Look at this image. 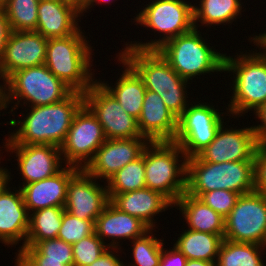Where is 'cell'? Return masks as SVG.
Masks as SVG:
<instances>
[{
  "mask_svg": "<svg viewBox=\"0 0 266 266\" xmlns=\"http://www.w3.org/2000/svg\"><path fill=\"white\" fill-rule=\"evenodd\" d=\"M84 104V94L73 91L63 101L33 106L24 119H10L12 127L20 126L12 132L6 144H43L60 147L67 136L75 113Z\"/></svg>",
  "mask_w": 266,
  "mask_h": 266,
  "instance_id": "1",
  "label": "cell"
},
{
  "mask_svg": "<svg viewBox=\"0 0 266 266\" xmlns=\"http://www.w3.org/2000/svg\"><path fill=\"white\" fill-rule=\"evenodd\" d=\"M122 50L117 57L138 74L147 90L160 95L166 107L179 118L190 105L186 88L191 83L181 78L157 50L131 47H124Z\"/></svg>",
  "mask_w": 266,
  "mask_h": 266,
  "instance_id": "2",
  "label": "cell"
},
{
  "mask_svg": "<svg viewBox=\"0 0 266 266\" xmlns=\"http://www.w3.org/2000/svg\"><path fill=\"white\" fill-rule=\"evenodd\" d=\"M258 50L248 53L240 52L237 57L224 56V73L233 74V96L228 104L227 113L242 116L248 111H255L266 103V47L258 41L259 36L249 37ZM262 50V51H261ZM248 53V54H247Z\"/></svg>",
  "mask_w": 266,
  "mask_h": 266,
  "instance_id": "3",
  "label": "cell"
},
{
  "mask_svg": "<svg viewBox=\"0 0 266 266\" xmlns=\"http://www.w3.org/2000/svg\"><path fill=\"white\" fill-rule=\"evenodd\" d=\"M3 84H0V111L6 110L10 102L14 103L16 100L10 112L18 109L20 101L23 102L21 105L31 103L30 107L55 104L63 101L73 92L44 64L18 70L12 73Z\"/></svg>",
  "mask_w": 266,
  "mask_h": 266,
  "instance_id": "4",
  "label": "cell"
},
{
  "mask_svg": "<svg viewBox=\"0 0 266 266\" xmlns=\"http://www.w3.org/2000/svg\"><path fill=\"white\" fill-rule=\"evenodd\" d=\"M89 42L80 28L70 36L48 39L44 65L73 91L85 93L95 82Z\"/></svg>",
  "mask_w": 266,
  "mask_h": 266,
  "instance_id": "5",
  "label": "cell"
},
{
  "mask_svg": "<svg viewBox=\"0 0 266 266\" xmlns=\"http://www.w3.org/2000/svg\"><path fill=\"white\" fill-rule=\"evenodd\" d=\"M216 189L240 195L255 191L254 161L210 163L197 156L188 158L185 193L198 198L202 193Z\"/></svg>",
  "mask_w": 266,
  "mask_h": 266,
  "instance_id": "6",
  "label": "cell"
},
{
  "mask_svg": "<svg viewBox=\"0 0 266 266\" xmlns=\"http://www.w3.org/2000/svg\"><path fill=\"white\" fill-rule=\"evenodd\" d=\"M200 33L194 27L157 49L178 75L188 81L202 74L224 71L225 54L217 52Z\"/></svg>",
  "mask_w": 266,
  "mask_h": 266,
  "instance_id": "7",
  "label": "cell"
},
{
  "mask_svg": "<svg viewBox=\"0 0 266 266\" xmlns=\"http://www.w3.org/2000/svg\"><path fill=\"white\" fill-rule=\"evenodd\" d=\"M186 161V155L177 143L150 142L145 148L146 187L174 204L186 190Z\"/></svg>",
  "mask_w": 266,
  "mask_h": 266,
  "instance_id": "8",
  "label": "cell"
},
{
  "mask_svg": "<svg viewBox=\"0 0 266 266\" xmlns=\"http://www.w3.org/2000/svg\"><path fill=\"white\" fill-rule=\"evenodd\" d=\"M135 20L141 26L158 31L159 39L149 40L148 43L131 41L125 47L136 48L139 50H157L167 41L189 32L194 28V13L190 2L185 0H152L145 5Z\"/></svg>",
  "mask_w": 266,
  "mask_h": 266,
  "instance_id": "9",
  "label": "cell"
},
{
  "mask_svg": "<svg viewBox=\"0 0 266 266\" xmlns=\"http://www.w3.org/2000/svg\"><path fill=\"white\" fill-rule=\"evenodd\" d=\"M196 103L193 105L191 102V106L188 105L178 118V130L173 141L180 146L187 159L204 150L224 123V113H219L206 102Z\"/></svg>",
  "mask_w": 266,
  "mask_h": 266,
  "instance_id": "10",
  "label": "cell"
},
{
  "mask_svg": "<svg viewBox=\"0 0 266 266\" xmlns=\"http://www.w3.org/2000/svg\"><path fill=\"white\" fill-rule=\"evenodd\" d=\"M224 239L266 246V196L242 194L225 218Z\"/></svg>",
  "mask_w": 266,
  "mask_h": 266,
  "instance_id": "11",
  "label": "cell"
},
{
  "mask_svg": "<svg viewBox=\"0 0 266 266\" xmlns=\"http://www.w3.org/2000/svg\"><path fill=\"white\" fill-rule=\"evenodd\" d=\"M106 140L97 117L83 104L75 113L66 139L60 146L65 165L84 169Z\"/></svg>",
  "mask_w": 266,
  "mask_h": 266,
  "instance_id": "12",
  "label": "cell"
},
{
  "mask_svg": "<svg viewBox=\"0 0 266 266\" xmlns=\"http://www.w3.org/2000/svg\"><path fill=\"white\" fill-rule=\"evenodd\" d=\"M83 94L84 104L97 117L107 139L143 137L138 127V119L126 113L98 79Z\"/></svg>",
  "mask_w": 266,
  "mask_h": 266,
  "instance_id": "13",
  "label": "cell"
},
{
  "mask_svg": "<svg viewBox=\"0 0 266 266\" xmlns=\"http://www.w3.org/2000/svg\"><path fill=\"white\" fill-rule=\"evenodd\" d=\"M96 181L84 169H79L68 182L64 209L80 220H92L95 223L110 201L106 182L103 187Z\"/></svg>",
  "mask_w": 266,
  "mask_h": 266,
  "instance_id": "14",
  "label": "cell"
},
{
  "mask_svg": "<svg viewBox=\"0 0 266 266\" xmlns=\"http://www.w3.org/2000/svg\"><path fill=\"white\" fill-rule=\"evenodd\" d=\"M258 143L251 127L243 129L225 128L218 130L215 139L197 157L204 162L223 163L254 161Z\"/></svg>",
  "mask_w": 266,
  "mask_h": 266,
  "instance_id": "15",
  "label": "cell"
},
{
  "mask_svg": "<svg viewBox=\"0 0 266 266\" xmlns=\"http://www.w3.org/2000/svg\"><path fill=\"white\" fill-rule=\"evenodd\" d=\"M150 141L145 137L107 139L84 170L96 179L106 182L121 168L142 156Z\"/></svg>",
  "mask_w": 266,
  "mask_h": 266,
  "instance_id": "16",
  "label": "cell"
},
{
  "mask_svg": "<svg viewBox=\"0 0 266 266\" xmlns=\"http://www.w3.org/2000/svg\"><path fill=\"white\" fill-rule=\"evenodd\" d=\"M48 39L36 31H13L0 61L3 82L14 72L45 64Z\"/></svg>",
  "mask_w": 266,
  "mask_h": 266,
  "instance_id": "17",
  "label": "cell"
},
{
  "mask_svg": "<svg viewBox=\"0 0 266 266\" xmlns=\"http://www.w3.org/2000/svg\"><path fill=\"white\" fill-rule=\"evenodd\" d=\"M7 152L16 155L23 185L57 174L62 167L60 147L43 144H5ZM9 150V151H8Z\"/></svg>",
  "mask_w": 266,
  "mask_h": 266,
  "instance_id": "18",
  "label": "cell"
},
{
  "mask_svg": "<svg viewBox=\"0 0 266 266\" xmlns=\"http://www.w3.org/2000/svg\"><path fill=\"white\" fill-rule=\"evenodd\" d=\"M138 127L141 135L150 142H173L178 118L166 107L160 95L146 90Z\"/></svg>",
  "mask_w": 266,
  "mask_h": 266,
  "instance_id": "19",
  "label": "cell"
},
{
  "mask_svg": "<svg viewBox=\"0 0 266 266\" xmlns=\"http://www.w3.org/2000/svg\"><path fill=\"white\" fill-rule=\"evenodd\" d=\"M78 170L77 167L63 165V168L51 177L22 185L20 189L29 214L43 208L64 207L68 182Z\"/></svg>",
  "mask_w": 266,
  "mask_h": 266,
  "instance_id": "20",
  "label": "cell"
},
{
  "mask_svg": "<svg viewBox=\"0 0 266 266\" xmlns=\"http://www.w3.org/2000/svg\"><path fill=\"white\" fill-rule=\"evenodd\" d=\"M29 218L20 186L19 190L14 191L7 186L0 193V241L12 247L23 240L20 249L23 248L27 239Z\"/></svg>",
  "mask_w": 266,
  "mask_h": 266,
  "instance_id": "21",
  "label": "cell"
},
{
  "mask_svg": "<svg viewBox=\"0 0 266 266\" xmlns=\"http://www.w3.org/2000/svg\"><path fill=\"white\" fill-rule=\"evenodd\" d=\"M150 228L140 219L120 211L110 201L104 207L102 213L95 222L96 235L106 244L108 237L112 239L107 246L110 248H120V239L134 240L143 236ZM105 239V240H104ZM118 241H117V240Z\"/></svg>",
  "mask_w": 266,
  "mask_h": 266,
  "instance_id": "22",
  "label": "cell"
},
{
  "mask_svg": "<svg viewBox=\"0 0 266 266\" xmlns=\"http://www.w3.org/2000/svg\"><path fill=\"white\" fill-rule=\"evenodd\" d=\"M110 202L120 211L140 219L150 229L155 228L154 216L173 208V204L161 193L147 187L125 192L108 194Z\"/></svg>",
  "mask_w": 266,
  "mask_h": 266,
  "instance_id": "23",
  "label": "cell"
},
{
  "mask_svg": "<svg viewBox=\"0 0 266 266\" xmlns=\"http://www.w3.org/2000/svg\"><path fill=\"white\" fill-rule=\"evenodd\" d=\"M36 32L47 39L64 38L79 28L81 13L73 6L59 0H40Z\"/></svg>",
  "mask_w": 266,
  "mask_h": 266,
  "instance_id": "24",
  "label": "cell"
},
{
  "mask_svg": "<svg viewBox=\"0 0 266 266\" xmlns=\"http://www.w3.org/2000/svg\"><path fill=\"white\" fill-rule=\"evenodd\" d=\"M182 213L188 229L220 235L224 239L225 218L200 199L184 193L174 204ZM179 207V208H178Z\"/></svg>",
  "mask_w": 266,
  "mask_h": 266,
  "instance_id": "25",
  "label": "cell"
},
{
  "mask_svg": "<svg viewBox=\"0 0 266 266\" xmlns=\"http://www.w3.org/2000/svg\"><path fill=\"white\" fill-rule=\"evenodd\" d=\"M125 70L118 78L114 86L106 82H99L116 98L126 113L138 119L142 112L146 88L138 74L120 57L118 59Z\"/></svg>",
  "mask_w": 266,
  "mask_h": 266,
  "instance_id": "26",
  "label": "cell"
},
{
  "mask_svg": "<svg viewBox=\"0 0 266 266\" xmlns=\"http://www.w3.org/2000/svg\"><path fill=\"white\" fill-rule=\"evenodd\" d=\"M174 247L177 248L187 260H205L217 262L219 248L223 238L217 234L198 232L190 229L183 230Z\"/></svg>",
  "mask_w": 266,
  "mask_h": 266,
  "instance_id": "27",
  "label": "cell"
},
{
  "mask_svg": "<svg viewBox=\"0 0 266 266\" xmlns=\"http://www.w3.org/2000/svg\"><path fill=\"white\" fill-rule=\"evenodd\" d=\"M241 0H200L198 7L194 4V27L200 22L205 27L226 25L234 22L241 15Z\"/></svg>",
  "mask_w": 266,
  "mask_h": 266,
  "instance_id": "28",
  "label": "cell"
},
{
  "mask_svg": "<svg viewBox=\"0 0 266 266\" xmlns=\"http://www.w3.org/2000/svg\"><path fill=\"white\" fill-rule=\"evenodd\" d=\"M64 211V207L53 206L30 214L25 246H34L40 241L57 238Z\"/></svg>",
  "mask_w": 266,
  "mask_h": 266,
  "instance_id": "29",
  "label": "cell"
},
{
  "mask_svg": "<svg viewBox=\"0 0 266 266\" xmlns=\"http://www.w3.org/2000/svg\"><path fill=\"white\" fill-rule=\"evenodd\" d=\"M266 246L223 239L216 266H266L261 251ZM262 249V250H261ZM265 264V265H264Z\"/></svg>",
  "mask_w": 266,
  "mask_h": 266,
  "instance_id": "30",
  "label": "cell"
},
{
  "mask_svg": "<svg viewBox=\"0 0 266 266\" xmlns=\"http://www.w3.org/2000/svg\"><path fill=\"white\" fill-rule=\"evenodd\" d=\"M17 251L15 260H54L62 261L66 266H74L72 244L58 238L40 241L34 246H24Z\"/></svg>",
  "mask_w": 266,
  "mask_h": 266,
  "instance_id": "31",
  "label": "cell"
},
{
  "mask_svg": "<svg viewBox=\"0 0 266 266\" xmlns=\"http://www.w3.org/2000/svg\"><path fill=\"white\" fill-rule=\"evenodd\" d=\"M106 184L108 194H122L145 188V150L141 157L121 168Z\"/></svg>",
  "mask_w": 266,
  "mask_h": 266,
  "instance_id": "32",
  "label": "cell"
},
{
  "mask_svg": "<svg viewBox=\"0 0 266 266\" xmlns=\"http://www.w3.org/2000/svg\"><path fill=\"white\" fill-rule=\"evenodd\" d=\"M40 0H7L4 10L12 31H36Z\"/></svg>",
  "mask_w": 266,
  "mask_h": 266,
  "instance_id": "33",
  "label": "cell"
},
{
  "mask_svg": "<svg viewBox=\"0 0 266 266\" xmlns=\"http://www.w3.org/2000/svg\"><path fill=\"white\" fill-rule=\"evenodd\" d=\"M153 230L131 241L134 264L129 263L128 266H159L164 243L162 239L154 237ZM124 266L127 265L124 263Z\"/></svg>",
  "mask_w": 266,
  "mask_h": 266,
  "instance_id": "34",
  "label": "cell"
},
{
  "mask_svg": "<svg viewBox=\"0 0 266 266\" xmlns=\"http://www.w3.org/2000/svg\"><path fill=\"white\" fill-rule=\"evenodd\" d=\"M94 232L95 223L92 220H80L65 210L57 238L73 245Z\"/></svg>",
  "mask_w": 266,
  "mask_h": 266,
  "instance_id": "35",
  "label": "cell"
},
{
  "mask_svg": "<svg viewBox=\"0 0 266 266\" xmlns=\"http://www.w3.org/2000/svg\"><path fill=\"white\" fill-rule=\"evenodd\" d=\"M109 247L94 232L72 245L74 266H89Z\"/></svg>",
  "mask_w": 266,
  "mask_h": 266,
  "instance_id": "36",
  "label": "cell"
},
{
  "mask_svg": "<svg viewBox=\"0 0 266 266\" xmlns=\"http://www.w3.org/2000/svg\"><path fill=\"white\" fill-rule=\"evenodd\" d=\"M240 194L230 190L216 189L202 193L200 199L205 205L226 218L235 206Z\"/></svg>",
  "mask_w": 266,
  "mask_h": 266,
  "instance_id": "37",
  "label": "cell"
},
{
  "mask_svg": "<svg viewBox=\"0 0 266 266\" xmlns=\"http://www.w3.org/2000/svg\"><path fill=\"white\" fill-rule=\"evenodd\" d=\"M255 191L266 196V147L258 146L254 160Z\"/></svg>",
  "mask_w": 266,
  "mask_h": 266,
  "instance_id": "38",
  "label": "cell"
},
{
  "mask_svg": "<svg viewBox=\"0 0 266 266\" xmlns=\"http://www.w3.org/2000/svg\"><path fill=\"white\" fill-rule=\"evenodd\" d=\"M253 113L261 122L259 125L253 126L258 146L266 147V103H263Z\"/></svg>",
  "mask_w": 266,
  "mask_h": 266,
  "instance_id": "39",
  "label": "cell"
},
{
  "mask_svg": "<svg viewBox=\"0 0 266 266\" xmlns=\"http://www.w3.org/2000/svg\"><path fill=\"white\" fill-rule=\"evenodd\" d=\"M165 249L163 247L159 266H185L187 258L177 248Z\"/></svg>",
  "mask_w": 266,
  "mask_h": 266,
  "instance_id": "40",
  "label": "cell"
},
{
  "mask_svg": "<svg viewBox=\"0 0 266 266\" xmlns=\"http://www.w3.org/2000/svg\"><path fill=\"white\" fill-rule=\"evenodd\" d=\"M12 29L4 8H0V61L3 57L8 39L12 33Z\"/></svg>",
  "mask_w": 266,
  "mask_h": 266,
  "instance_id": "41",
  "label": "cell"
},
{
  "mask_svg": "<svg viewBox=\"0 0 266 266\" xmlns=\"http://www.w3.org/2000/svg\"><path fill=\"white\" fill-rule=\"evenodd\" d=\"M119 248H111L110 247L91 265L89 266H124L123 261H120L117 254L115 255L114 252L118 253ZM113 252H112V251Z\"/></svg>",
  "mask_w": 266,
  "mask_h": 266,
  "instance_id": "42",
  "label": "cell"
},
{
  "mask_svg": "<svg viewBox=\"0 0 266 266\" xmlns=\"http://www.w3.org/2000/svg\"><path fill=\"white\" fill-rule=\"evenodd\" d=\"M15 266H66L54 260H15Z\"/></svg>",
  "mask_w": 266,
  "mask_h": 266,
  "instance_id": "43",
  "label": "cell"
},
{
  "mask_svg": "<svg viewBox=\"0 0 266 266\" xmlns=\"http://www.w3.org/2000/svg\"><path fill=\"white\" fill-rule=\"evenodd\" d=\"M10 174L6 167H0V193L9 185L10 179H12Z\"/></svg>",
  "mask_w": 266,
  "mask_h": 266,
  "instance_id": "44",
  "label": "cell"
},
{
  "mask_svg": "<svg viewBox=\"0 0 266 266\" xmlns=\"http://www.w3.org/2000/svg\"><path fill=\"white\" fill-rule=\"evenodd\" d=\"M61 2L67 3L77 9L81 15H84V8L86 5V0H59ZM83 13V14H82Z\"/></svg>",
  "mask_w": 266,
  "mask_h": 266,
  "instance_id": "45",
  "label": "cell"
},
{
  "mask_svg": "<svg viewBox=\"0 0 266 266\" xmlns=\"http://www.w3.org/2000/svg\"><path fill=\"white\" fill-rule=\"evenodd\" d=\"M185 266H216V262L205 260H187Z\"/></svg>",
  "mask_w": 266,
  "mask_h": 266,
  "instance_id": "46",
  "label": "cell"
},
{
  "mask_svg": "<svg viewBox=\"0 0 266 266\" xmlns=\"http://www.w3.org/2000/svg\"><path fill=\"white\" fill-rule=\"evenodd\" d=\"M110 1L112 3V0H86V5H85V8H84V11L87 12V10H89L91 7H94L95 4H98V3H102V2H109L110 4ZM98 2V3H97ZM95 3V4H94Z\"/></svg>",
  "mask_w": 266,
  "mask_h": 266,
  "instance_id": "47",
  "label": "cell"
},
{
  "mask_svg": "<svg viewBox=\"0 0 266 266\" xmlns=\"http://www.w3.org/2000/svg\"><path fill=\"white\" fill-rule=\"evenodd\" d=\"M7 0H0V8H4Z\"/></svg>",
  "mask_w": 266,
  "mask_h": 266,
  "instance_id": "48",
  "label": "cell"
}]
</instances>
